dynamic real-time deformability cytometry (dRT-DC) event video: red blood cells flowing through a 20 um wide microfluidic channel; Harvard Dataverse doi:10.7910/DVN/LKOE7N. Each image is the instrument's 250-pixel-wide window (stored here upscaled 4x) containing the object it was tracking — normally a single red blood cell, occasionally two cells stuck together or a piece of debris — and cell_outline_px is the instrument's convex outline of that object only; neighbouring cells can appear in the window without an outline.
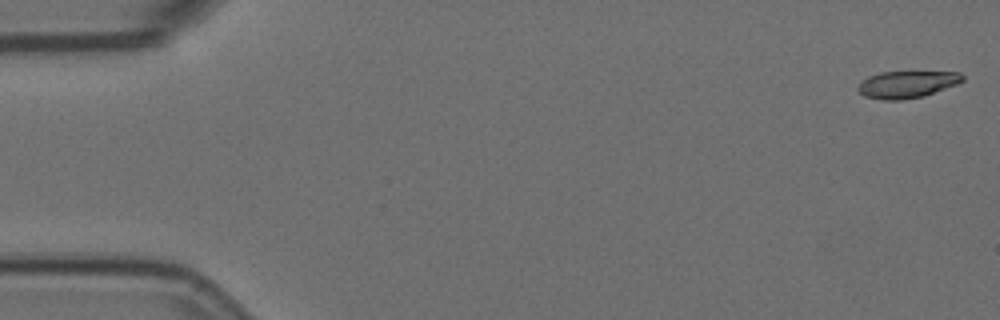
{"species": "Egyptian fruit bat (a non-hibernating species)", "species_latin": "Rousettus aegyptiacus", "temperature_condition": "room temperature", "stored_images_in_passage": 53, "camera_frame_rate_fps": 3000, "um_per_image_px": 0.085, "animal": {"sex": "female"}, "frame": {"image": 1, "passage_image": 1, "time_ms": 0.0, "image_size_px": [1000, 320], "cell_outline_px": [[964, 80], [956, 84], [924, 96], [900, 100], [884, 100], [864, 96], [856, 88], [868, 76], [880, 72], [960, 72], [964, 76]], "centroid_in_image_um": [77.09, 7.17], "position_along_channel_um": 7.9, "area_um2": 16.3}}
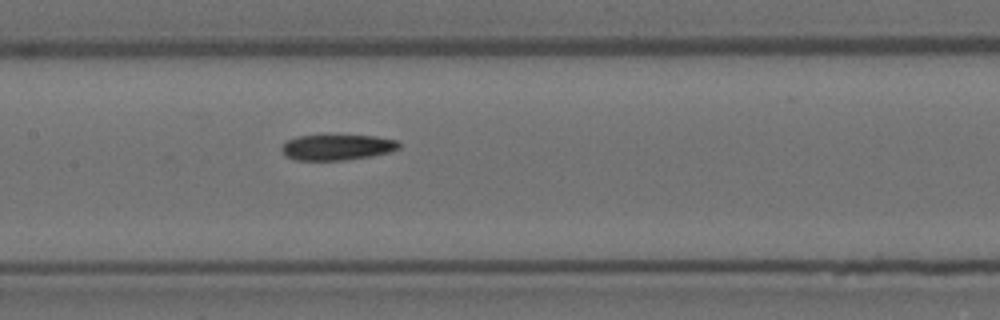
{"frame": {"image": 2, "passage_image": 27, "time_ms": 8.667, "image_size_px": [1000, 320], "cell_outline_px": [[400, 148], [388, 152], [372, 156], [344, 160], [296, 160], [284, 156], [280, 148], [288, 140], [296, 136], [324, 132], [376, 136], [400, 140]], "centroid_in_image_um": [28.64, 12.46], "position_along_channel_um": 178.8, "area_um2": 18.67}}
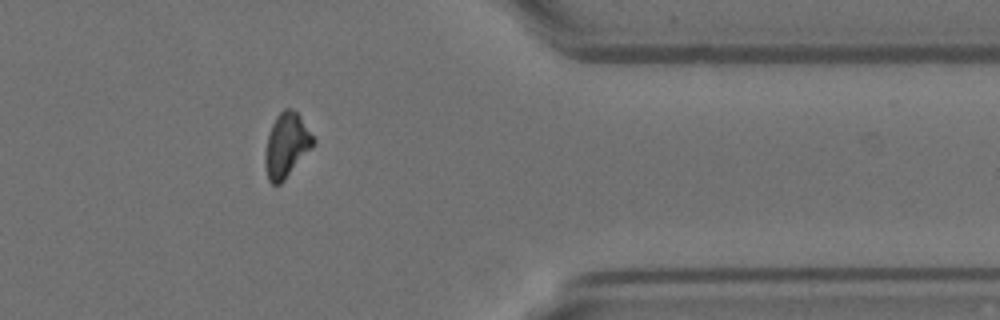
{"frame": {"image": 3, "passage_image": 46, "time_ms": 15.0, "image_size_px": [1000, 320], "cell_outline_px": [[316, 140], [284, 180], [280, 184], [272, 184], [268, 180], [264, 164], [264, 152], [268, 136], [272, 124], [276, 116], [284, 108], [292, 108], [300, 116]], "centroid_in_image_um": [24.31, 12.33], "position_along_channel_um": 387.1, "area_um2": 17.74}}